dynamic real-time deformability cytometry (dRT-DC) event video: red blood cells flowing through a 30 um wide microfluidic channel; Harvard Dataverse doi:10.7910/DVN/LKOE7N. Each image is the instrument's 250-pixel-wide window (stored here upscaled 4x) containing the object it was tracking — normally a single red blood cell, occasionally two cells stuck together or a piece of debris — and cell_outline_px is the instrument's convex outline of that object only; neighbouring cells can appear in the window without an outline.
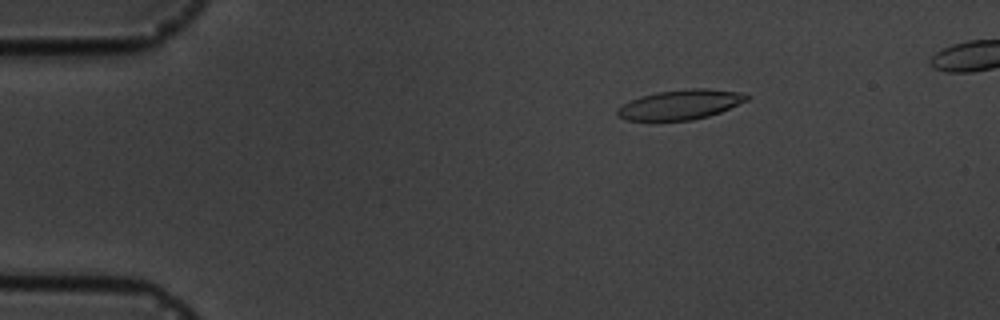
{"species": "common noctule bat (a hibernating species)", "species_latin": "Nyctalus noctula", "temperature_condition": "cold", "stored_images_in_passage": 6, "camera_frame_rate_fps": 3000, "um_per_image_px": 0.085, "animal": {"sex": "male", "body_mass_g": 19.5, "forearm_length_mm": 54.6}, "frame": {"image": 1, "passage_image": 3, "time_ms": 2.0, "image_size_px": [1000, 320], "cell_outline_px": [[752, 96], [748, 100], [720, 112], [708, 116], [692, 120], [628, 120], [616, 116], [616, 108], [640, 96], [656, 92], [692, 88], [704, 88], [740, 92]], "centroid_in_image_um": [57.84, 8.88], "position_along_channel_um": 27.2, "area_um2": 22.37}}